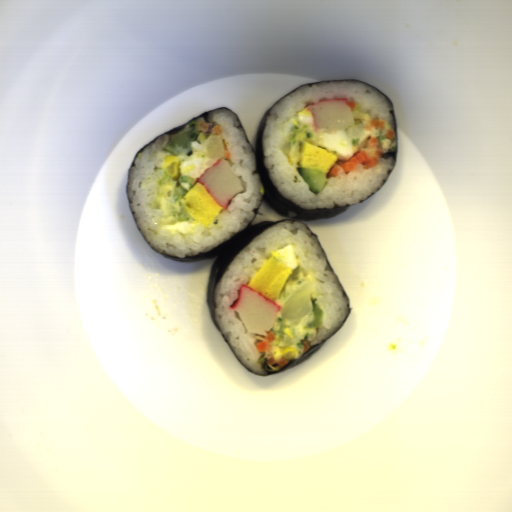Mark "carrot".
I'll return each instance as SVG.
<instances>
[{"mask_svg":"<svg viewBox=\"0 0 512 512\" xmlns=\"http://www.w3.org/2000/svg\"><path fill=\"white\" fill-rule=\"evenodd\" d=\"M222 143H223V148H224V157L223 159H231V155H230V152L228 150V141L222 139Z\"/></svg>","mask_w":512,"mask_h":512,"instance_id":"6","label":"carrot"},{"mask_svg":"<svg viewBox=\"0 0 512 512\" xmlns=\"http://www.w3.org/2000/svg\"><path fill=\"white\" fill-rule=\"evenodd\" d=\"M384 123H385V121H381L378 118L377 119H372L370 121L371 127H375L378 130H384Z\"/></svg>","mask_w":512,"mask_h":512,"instance_id":"5","label":"carrot"},{"mask_svg":"<svg viewBox=\"0 0 512 512\" xmlns=\"http://www.w3.org/2000/svg\"><path fill=\"white\" fill-rule=\"evenodd\" d=\"M289 362H290V360H287V359H285L283 357L280 360H278V361H274L270 357L269 359H267L266 363H267V365H271V366L273 364H277L279 367H283L284 368L285 366H287L289 364Z\"/></svg>","mask_w":512,"mask_h":512,"instance_id":"4","label":"carrot"},{"mask_svg":"<svg viewBox=\"0 0 512 512\" xmlns=\"http://www.w3.org/2000/svg\"><path fill=\"white\" fill-rule=\"evenodd\" d=\"M385 135H386V138H388L389 140H392L395 137L396 133H395L394 129L390 128V129L386 130Z\"/></svg>","mask_w":512,"mask_h":512,"instance_id":"7","label":"carrot"},{"mask_svg":"<svg viewBox=\"0 0 512 512\" xmlns=\"http://www.w3.org/2000/svg\"><path fill=\"white\" fill-rule=\"evenodd\" d=\"M195 127H196V130H198L200 132H208L215 136H221V134H222V131L218 124H214L211 122L201 120V118L196 120Z\"/></svg>","mask_w":512,"mask_h":512,"instance_id":"2","label":"carrot"},{"mask_svg":"<svg viewBox=\"0 0 512 512\" xmlns=\"http://www.w3.org/2000/svg\"><path fill=\"white\" fill-rule=\"evenodd\" d=\"M383 152L384 149L380 147L379 141L375 136L367 138L366 144L354 152L352 158L349 160L337 158L326 176L328 179L335 178L340 170L346 174L350 173L359 164L365 170L373 168L381 160Z\"/></svg>","mask_w":512,"mask_h":512,"instance_id":"1","label":"carrot"},{"mask_svg":"<svg viewBox=\"0 0 512 512\" xmlns=\"http://www.w3.org/2000/svg\"><path fill=\"white\" fill-rule=\"evenodd\" d=\"M300 343H301L302 345H304V349H303L304 353H307V352H308V350L310 349V346H309L308 342H307V341H305V340H302Z\"/></svg>","mask_w":512,"mask_h":512,"instance_id":"8","label":"carrot"},{"mask_svg":"<svg viewBox=\"0 0 512 512\" xmlns=\"http://www.w3.org/2000/svg\"><path fill=\"white\" fill-rule=\"evenodd\" d=\"M276 339L274 331L271 329L268 331L267 335H264L263 339L256 342L255 347L258 352H266L269 351L272 346L271 343Z\"/></svg>","mask_w":512,"mask_h":512,"instance_id":"3","label":"carrot"}]
</instances>
